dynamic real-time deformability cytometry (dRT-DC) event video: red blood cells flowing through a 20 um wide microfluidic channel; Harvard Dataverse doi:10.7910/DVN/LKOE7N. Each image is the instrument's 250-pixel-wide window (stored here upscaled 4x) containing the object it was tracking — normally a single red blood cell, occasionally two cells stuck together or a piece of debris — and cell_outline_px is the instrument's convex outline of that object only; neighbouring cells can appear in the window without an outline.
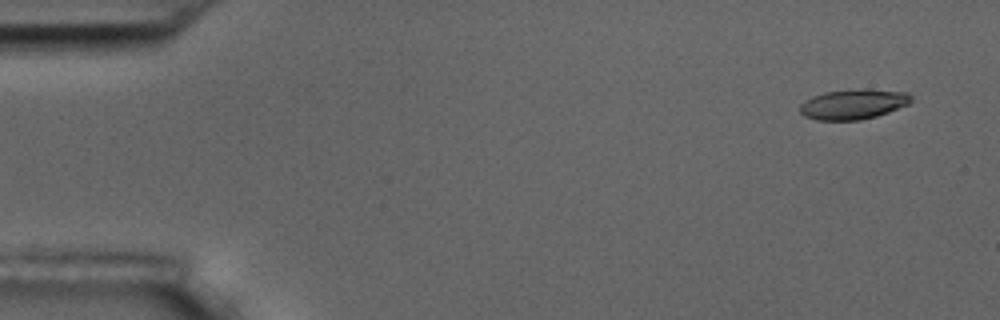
{"species": "common noctule bat (a hibernating species)", "species_latin": "Nyctalus noctula", "temperature_condition": "room temperature", "stored_images_in_passage": 4, "camera_frame_rate_fps": 3000, "um_per_image_px": 0.085, "animal": {"sex": "male", "body_mass_g": 17.5, "forearm_length_mm": 52.3}, "frame": {"image": 1, "passage_image": 1, "time_ms": 0.0, "image_size_px": [1000, 320], "cell_outline_px": [[912, 100], [908, 104], [888, 112], [876, 116], [860, 120], [816, 120], [804, 116], [800, 112], [800, 104], [804, 100], [812, 96], [824, 92], [864, 88], [908, 92], [912, 96]], "centroid_in_image_um": [72.52, 8.85], "position_along_channel_um": 12.5, "area_um2": 19.65}}